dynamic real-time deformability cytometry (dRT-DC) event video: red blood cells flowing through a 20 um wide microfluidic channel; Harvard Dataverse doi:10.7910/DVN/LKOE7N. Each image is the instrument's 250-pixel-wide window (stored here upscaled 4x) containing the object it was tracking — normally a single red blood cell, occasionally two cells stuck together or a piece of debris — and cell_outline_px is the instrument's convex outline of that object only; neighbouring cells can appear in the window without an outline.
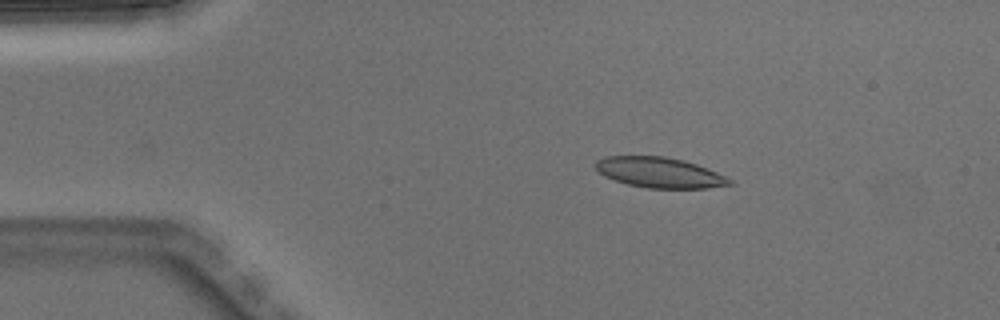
{"species": "Egyptian fruit bat (a non-hibernating species)", "species_latin": "Rousettus aegyptiacus", "temperature_condition": "warm", "stored_images_in_passage": 2, "camera_frame_rate_fps": 3000, "um_per_image_px": 0.085, "animal": {"sex": "male"}, "frame": {"image": 1, "passage_image": 2, "time_ms": 0.333, "image_size_px": [1000, 320], "cell_outline_px": [[736, 184], [708, 188], [648, 188], [628, 184], [604, 176], [596, 168], [596, 160], [604, 156], [664, 156], [684, 160], [696, 164], [716, 172], [732, 180]], "centroid_in_image_um": [56.08, 14.66], "position_along_channel_um": 28.9, "area_um2": 23.64}}